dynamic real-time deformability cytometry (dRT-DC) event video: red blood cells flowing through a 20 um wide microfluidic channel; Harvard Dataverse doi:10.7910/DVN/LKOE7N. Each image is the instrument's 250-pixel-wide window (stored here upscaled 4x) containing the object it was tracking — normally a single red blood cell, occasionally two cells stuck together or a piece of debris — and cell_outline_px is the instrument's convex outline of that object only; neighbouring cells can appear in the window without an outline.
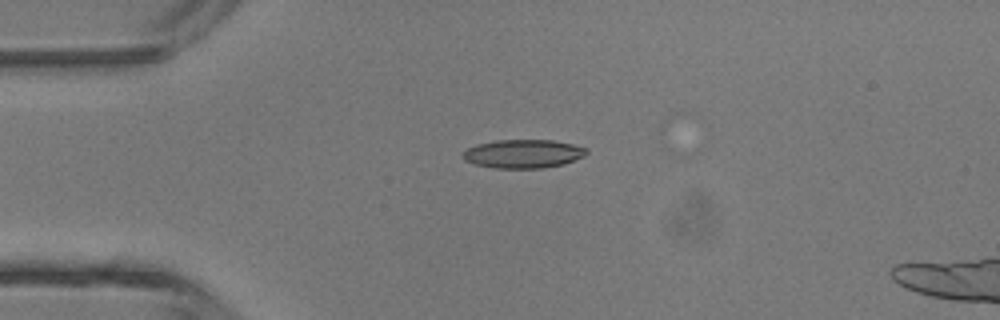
{"species": "common noctule bat (a hibernating species)", "species_latin": "Nyctalus noctula", "temperature_condition": "room temperature", "stored_images_in_passage": 3, "camera_frame_rate_fps": 3000, "um_per_image_px": 0.085, "animal": {"sex": "male", "body_mass_g": 13.3}, "frame": {"image": 1, "passage_image": 1, "time_ms": 0.0, "image_size_px": [1000, 320], "cell_outline_px": [[588, 152], [584, 156], [564, 164], [544, 168], [496, 168], [476, 164], [464, 160], [460, 156], [468, 148], [476, 144], [496, 140], [552, 140], [572, 144], [588, 148]], "centroid_in_image_um": [44.48, 13.07], "position_along_channel_um": 40.5, "area_um2": 20.63}}